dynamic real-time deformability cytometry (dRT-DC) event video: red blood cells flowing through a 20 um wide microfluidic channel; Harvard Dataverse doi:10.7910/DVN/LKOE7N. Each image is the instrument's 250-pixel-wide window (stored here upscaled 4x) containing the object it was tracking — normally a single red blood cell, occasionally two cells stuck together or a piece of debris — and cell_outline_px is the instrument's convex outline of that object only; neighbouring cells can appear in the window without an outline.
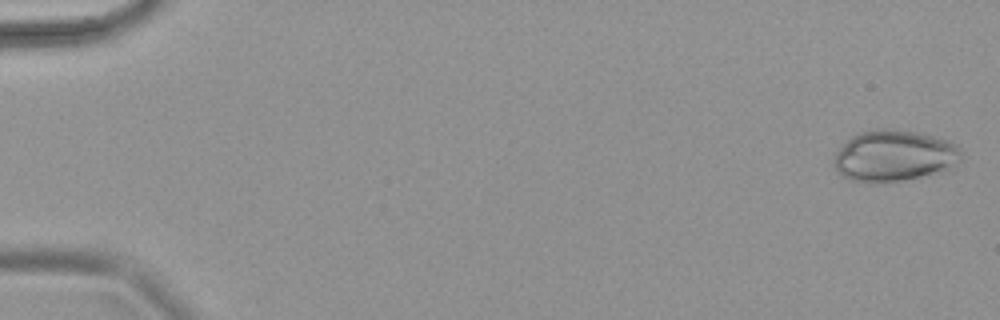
{"species": "common noctule bat (a hibernating species)", "species_latin": "Nyctalus noctula", "temperature_condition": "warm", "stored_images_in_passage": 65, "camera_frame_rate_fps": 3000, "um_per_image_px": 0.085, "animal": {"sex": "female", "body_mass_g": 18.4}, "frame": {"image": 1, "passage_image": 2, "time_ms": 0.333, "image_size_px": [1000, 320], "cell_outline_px": [[960, 160], [948, 168], [920, 176], [904, 180], [876, 184], [872, 184], [852, 180], [836, 172], [836, 152], [852, 136], [860, 132], [876, 128], [892, 128], [916, 132], [932, 136], [956, 144], [960, 148]], "centroid_in_image_um": [75.96, 13.24], "position_along_channel_um": 9.0, "area_um2": 37.63}}
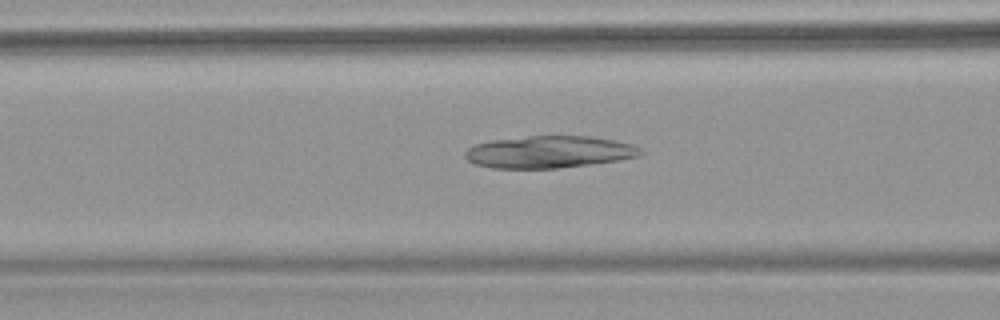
{"frame": {"image": 2, "passage_image": 28, "time_ms": 9.0, "image_size_px": [1000, 320], "cell_outline_px": [[644, 152], [640, 156], [616, 160], [588, 164], [556, 168], [492, 168], [476, 164], [468, 160], [464, 156], [464, 152], [472, 144], [492, 140], [528, 136], [588, 136], [612, 140], [632, 144], [640, 148]], "centroid_in_image_um": [46.63, 12.91], "position_along_channel_um": 120.0, "area_um2": 32.66}}
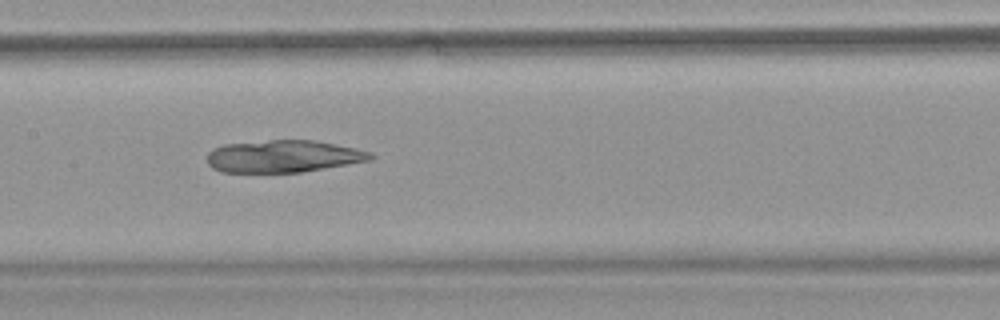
{"frame": {"image": 3, "passage_image": 34, "time_ms": 11.0, "image_size_px": [1000, 320], "cell_outline_px": [[376, 156], [372, 160], [300, 172], [220, 172], [212, 168], [208, 164], [208, 152], [212, 148], [224, 144], [268, 140], [312, 140], [356, 148], [372, 152]], "centroid_in_image_um": [24.08, 13.28], "position_along_channel_um": 183.3, "area_um2": 30.75}}